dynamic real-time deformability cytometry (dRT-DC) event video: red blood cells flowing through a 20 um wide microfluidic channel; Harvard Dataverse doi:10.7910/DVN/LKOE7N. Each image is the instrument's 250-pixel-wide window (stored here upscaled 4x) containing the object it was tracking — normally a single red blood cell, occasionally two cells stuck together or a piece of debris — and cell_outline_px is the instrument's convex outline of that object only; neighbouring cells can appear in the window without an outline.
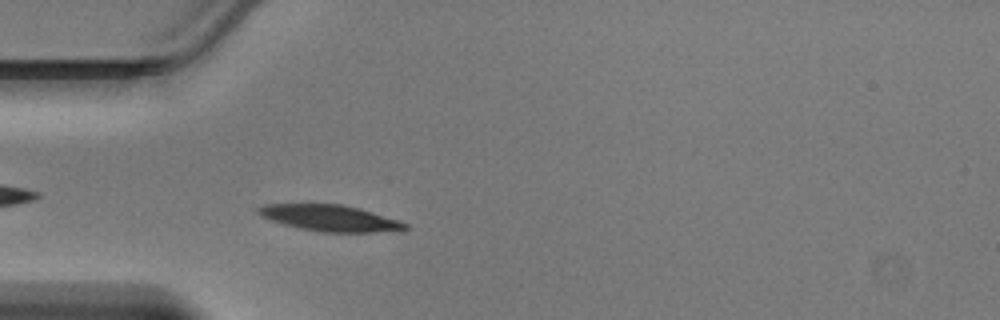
{"species": "Egyptian fruit bat (a non-hibernating species)", "species_latin": "Rousettus aegyptiacus", "temperature_condition": "warm", "stored_images_in_passage": 37, "camera_frame_rate_fps": 3000, "um_per_image_px": 0.085, "animal": {"sex": "male"}, "frame": {"image": 1, "passage_image": 4, "time_ms": 1.0, "image_size_px": [1000, 320], "cell_outline_px": [[408, 228], [376, 232], [320, 232], [300, 228], [284, 224], [260, 216], [256, 212], [256, 208], [264, 204], [344, 204], [360, 208], [400, 220], [408, 224]], "centroid_in_image_um": [28.03, 18.52], "position_along_channel_um": 57.0, "area_um2": 22.43}}
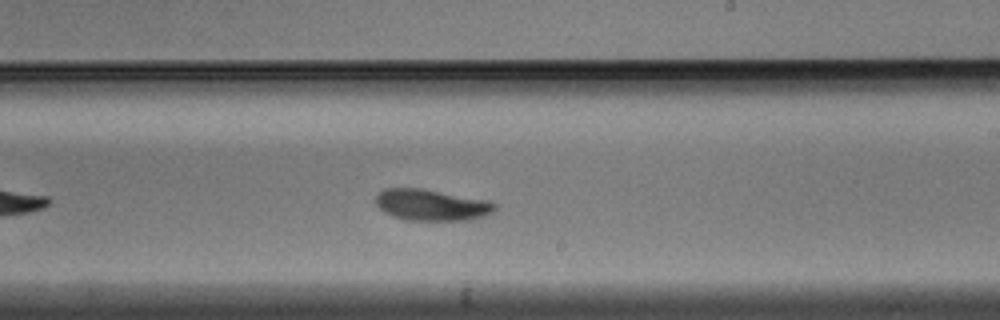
{"frame": {"image": 2, "passage_image": 18, "time_ms": 5.667, "image_size_px": [1000, 320], "cell_outline_px": [[496, 208], [492, 212], [484, 216], [472, 220], [404, 220], [392, 216], [384, 212], [376, 204], [376, 196], [384, 188], [424, 188], [488, 200], [496, 204]], "centroid_in_image_um": [36.68, 17.42], "position_along_channel_um": 252.3, "area_um2": 21.91}}
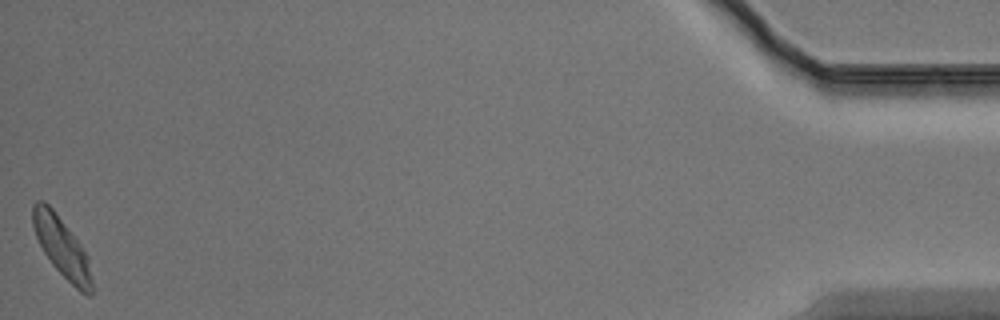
{"frame": {"image": 3, "passage_image": 37, "time_ms": 12.0, "image_size_px": [1000, 320], "cell_outline_px": [[92, 296], [88, 296], [80, 292], [52, 264], [44, 252], [36, 236], [32, 224], [32, 204], [36, 200], [44, 200], [52, 208], [80, 244], [88, 256], [92, 280]], "centroid_in_image_um": [5.25, 21.0], "position_along_channel_um": 430.0, "area_um2": 20.35}}